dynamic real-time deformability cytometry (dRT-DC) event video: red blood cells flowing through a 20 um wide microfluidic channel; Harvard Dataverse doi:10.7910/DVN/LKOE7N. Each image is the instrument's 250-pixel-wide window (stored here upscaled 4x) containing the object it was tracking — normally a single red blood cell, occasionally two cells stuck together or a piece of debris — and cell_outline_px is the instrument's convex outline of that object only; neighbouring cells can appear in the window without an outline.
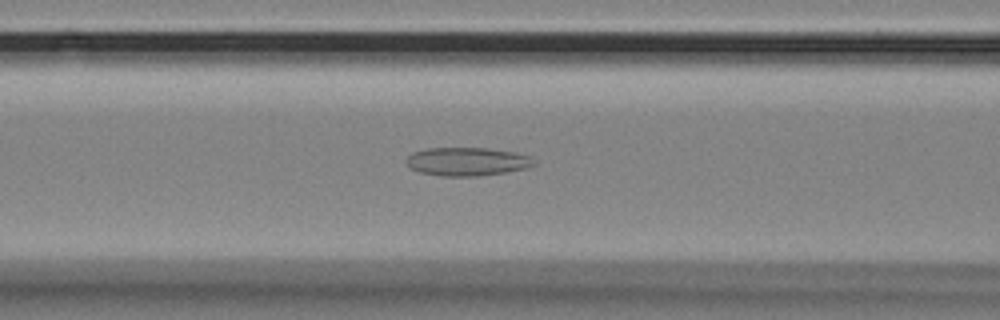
{"species": "Egyptian fruit bat (a non-hibernating species)", "species_latin": "Rousettus aegyptiacus", "temperature_condition": "room temperature", "stored_images_in_passage": 43, "segment_of_instrument_passage": [1, 2], "camera_frame_rate_fps": 3000, "um_per_image_px": 0.085, "animal": {"sex": "female"}, "frame": {"image": 1, "passage_image": 8, "time_ms": 2.333, "image_size_px": [1000, 320], "cell_outline_px": [[536, 164], [528, 168], [504, 172], [476, 176], [440, 176], [420, 172], [412, 168], [408, 164], [408, 156], [412, 152], [428, 148], [488, 148], [516, 152], [528, 156]], "centroid_in_image_um": [39.72, 13.73], "position_along_channel_um": 126.9, "area_um2": 20.92}}
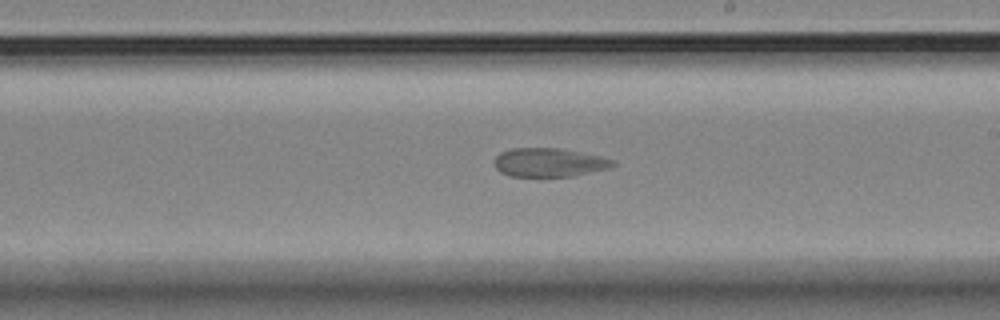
{"frame": {"image": 2, "passage_image": 18, "time_ms": 5.667, "image_size_px": [1000, 320], "cell_outline_px": [[616, 164], [608, 168], [572, 176], [512, 176], [500, 172], [496, 168], [496, 156], [500, 152], [512, 148], [560, 148], [600, 156], [616, 160]], "centroid_in_image_um": [46.69, 13.8], "position_along_channel_um": 242.3, "area_um2": 19.65}}
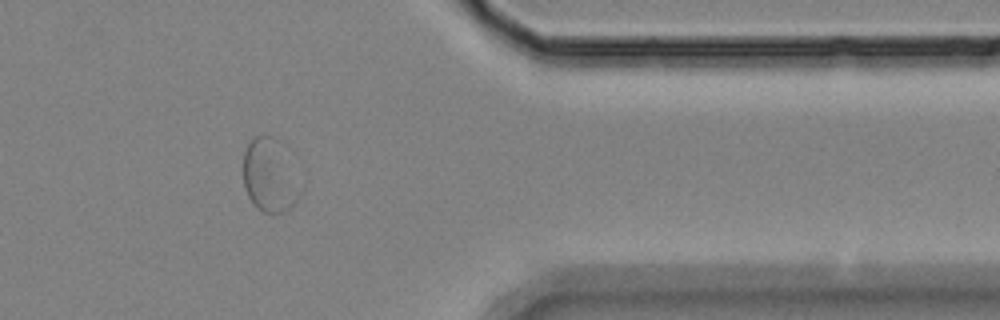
{"frame": {"image": 3, "passage_image": 32, "time_ms": 10.333, "image_size_px": [1000, 320], "cell_outline_px": [[296, 200], [288, 212], [264, 212], [256, 208], [252, 204], [244, 188], [244, 152], [252, 136], [272, 136], [280, 140]], "centroid_in_image_um": [22.75, 14.92], "position_along_channel_um": 388.7, "area_um2": 22.48}}